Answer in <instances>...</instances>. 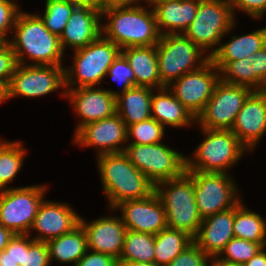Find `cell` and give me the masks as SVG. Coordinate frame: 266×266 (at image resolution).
<instances>
[{
    "mask_svg": "<svg viewBox=\"0 0 266 266\" xmlns=\"http://www.w3.org/2000/svg\"><path fill=\"white\" fill-rule=\"evenodd\" d=\"M219 73V69L211 60H208L199 69L183 74L174 80L170 90L172 89L174 96L197 118L220 81L222 74Z\"/></svg>",
    "mask_w": 266,
    "mask_h": 266,
    "instance_id": "cell-14",
    "label": "cell"
},
{
    "mask_svg": "<svg viewBox=\"0 0 266 266\" xmlns=\"http://www.w3.org/2000/svg\"><path fill=\"white\" fill-rule=\"evenodd\" d=\"M49 251L46 242L34 240L27 250H24L22 266H48Z\"/></svg>",
    "mask_w": 266,
    "mask_h": 266,
    "instance_id": "cell-40",
    "label": "cell"
},
{
    "mask_svg": "<svg viewBox=\"0 0 266 266\" xmlns=\"http://www.w3.org/2000/svg\"><path fill=\"white\" fill-rule=\"evenodd\" d=\"M46 187L7 188L0 195V224L14 234H28Z\"/></svg>",
    "mask_w": 266,
    "mask_h": 266,
    "instance_id": "cell-10",
    "label": "cell"
},
{
    "mask_svg": "<svg viewBox=\"0 0 266 266\" xmlns=\"http://www.w3.org/2000/svg\"><path fill=\"white\" fill-rule=\"evenodd\" d=\"M75 134V143L97 146L100 149L98 155L119 153L125 150L118 145L127 141V126L116 113L112 117L86 124Z\"/></svg>",
    "mask_w": 266,
    "mask_h": 266,
    "instance_id": "cell-16",
    "label": "cell"
},
{
    "mask_svg": "<svg viewBox=\"0 0 266 266\" xmlns=\"http://www.w3.org/2000/svg\"><path fill=\"white\" fill-rule=\"evenodd\" d=\"M235 207L217 212L202 220L193 241L209 256L220 257V252L234 237Z\"/></svg>",
    "mask_w": 266,
    "mask_h": 266,
    "instance_id": "cell-22",
    "label": "cell"
},
{
    "mask_svg": "<svg viewBox=\"0 0 266 266\" xmlns=\"http://www.w3.org/2000/svg\"><path fill=\"white\" fill-rule=\"evenodd\" d=\"M87 224L83 218H80L88 250L108 254L119 260L127 231L122 219L109 216Z\"/></svg>",
    "mask_w": 266,
    "mask_h": 266,
    "instance_id": "cell-20",
    "label": "cell"
},
{
    "mask_svg": "<svg viewBox=\"0 0 266 266\" xmlns=\"http://www.w3.org/2000/svg\"><path fill=\"white\" fill-rule=\"evenodd\" d=\"M241 202L235 206L234 213V237L245 239L250 242L259 243L265 248L266 245V223L261 216L249 211Z\"/></svg>",
    "mask_w": 266,
    "mask_h": 266,
    "instance_id": "cell-30",
    "label": "cell"
},
{
    "mask_svg": "<svg viewBox=\"0 0 266 266\" xmlns=\"http://www.w3.org/2000/svg\"><path fill=\"white\" fill-rule=\"evenodd\" d=\"M155 193L165 209L167 227L194 238L203 219L196 204L193 179L185 172L178 178L156 184Z\"/></svg>",
    "mask_w": 266,
    "mask_h": 266,
    "instance_id": "cell-4",
    "label": "cell"
},
{
    "mask_svg": "<svg viewBox=\"0 0 266 266\" xmlns=\"http://www.w3.org/2000/svg\"><path fill=\"white\" fill-rule=\"evenodd\" d=\"M5 100H7L6 99V88L0 83V103H2Z\"/></svg>",
    "mask_w": 266,
    "mask_h": 266,
    "instance_id": "cell-53",
    "label": "cell"
},
{
    "mask_svg": "<svg viewBox=\"0 0 266 266\" xmlns=\"http://www.w3.org/2000/svg\"><path fill=\"white\" fill-rule=\"evenodd\" d=\"M66 87L62 65L17 64L6 87V99L16 95L39 97Z\"/></svg>",
    "mask_w": 266,
    "mask_h": 266,
    "instance_id": "cell-13",
    "label": "cell"
},
{
    "mask_svg": "<svg viewBox=\"0 0 266 266\" xmlns=\"http://www.w3.org/2000/svg\"><path fill=\"white\" fill-rule=\"evenodd\" d=\"M252 90L219 81L204 110L197 116L202 128L231 130L236 116Z\"/></svg>",
    "mask_w": 266,
    "mask_h": 266,
    "instance_id": "cell-12",
    "label": "cell"
},
{
    "mask_svg": "<svg viewBox=\"0 0 266 266\" xmlns=\"http://www.w3.org/2000/svg\"><path fill=\"white\" fill-rule=\"evenodd\" d=\"M131 135L135 139L131 144L150 145L161 143V139L164 136V127L153 118H150L129 125L127 127V139Z\"/></svg>",
    "mask_w": 266,
    "mask_h": 266,
    "instance_id": "cell-36",
    "label": "cell"
},
{
    "mask_svg": "<svg viewBox=\"0 0 266 266\" xmlns=\"http://www.w3.org/2000/svg\"><path fill=\"white\" fill-rule=\"evenodd\" d=\"M18 5L10 0H0V42H7L5 38L8 29L14 27L19 14Z\"/></svg>",
    "mask_w": 266,
    "mask_h": 266,
    "instance_id": "cell-41",
    "label": "cell"
},
{
    "mask_svg": "<svg viewBox=\"0 0 266 266\" xmlns=\"http://www.w3.org/2000/svg\"><path fill=\"white\" fill-rule=\"evenodd\" d=\"M145 1L150 2V4L153 5L158 0H145Z\"/></svg>",
    "mask_w": 266,
    "mask_h": 266,
    "instance_id": "cell-55",
    "label": "cell"
},
{
    "mask_svg": "<svg viewBox=\"0 0 266 266\" xmlns=\"http://www.w3.org/2000/svg\"><path fill=\"white\" fill-rule=\"evenodd\" d=\"M75 7L92 6L99 7V0H65Z\"/></svg>",
    "mask_w": 266,
    "mask_h": 266,
    "instance_id": "cell-49",
    "label": "cell"
},
{
    "mask_svg": "<svg viewBox=\"0 0 266 266\" xmlns=\"http://www.w3.org/2000/svg\"><path fill=\"white\" fill-rule=\"evenodd\" d=\"M152 90L144 86H133L121 94L109 90L116 97L117 114L127 127L151 118Z\"/></svg>",
    "mask_w": 266,
    "mask_h": 266,
    "instance_id": "cell-25",
    "label": "cell"
},
{
    "mask_svg": "<svg viewBox=\"0 0 266 266\" xmlns=\"http://www.w3.org/2000/svg\"><path fill=\"white\" fill-rule=\"evenodd\" d=\"M156 50L161 82L166 87H170L171 83L183 74L199 69L210 60L208 54L202 59L204 51L179 32L161 35ZM198 59L201 60L197 64L199 66L193 69L192 66L196 65L195 61Z\"/></svg>",
    "mask_w": 266,
    "mask_h": 266,
    "instance_id": "cell-7",
    "label": "cell"
},
{
    "mask_svg": "<svg viewBox=\"0 0 266 266\" xmlns=\"http://www.w3.org/2000/svg\"><path fill=\"white\" fill-rule=\"evenodd\" d=\"M102 17L110 22L103 26L102 33L121 50L126 47L153 46L159 42L161 34L157 28L154 9L138 6H111L101 9Z\"/></svg>",
    "mask_w": 266,
    "mask_h": 266,
    "instance_id": "cell-1",
    "label": "cell"
},
{
    "mask_svg": "<svg viewBox=\"0 0 266 266\" xmlns=\"http://www.w3.org/2000/svg\"><path fill=\"white\" fill-rule=\"evenodd\" d=\"M6 190L1 184H0V195Z\"/></svg>",
    "mask_w": 266,
    "mask_h": 266,
    "instance_id": "cell-54",
    "label": "cell"
},
{
    "mask_svg": "<svg viewBox=\"0 0 266 266\" xmlns=\"http://www.w3.org/2000/svg\"><path fill=\"white\" fill-rule=\"evenodd\" d=\"M15 234L0 224V252L5 249Z\"/></svg>",
    "mask_w": 266,
    "mask_h": 266,
    "instance_id": "cell-48",
    "label": "cell"
},
{
    "mask_svg": "<svg viewBox=\"0 0 266 266\" xmlns=\"http://www.w3.org/2000/svg\"><path fill=\"white\" fill-rule=\"evenodd\" d=\"M101 34L96 40L84 48L75 50L74 66L65 69L66 87L78 84L80 87H92L101 83L108 68L121 53V49ZM75 76L77 81H73Z\"/></svg>",
    "mask_w": 266,
    "mask_h": 266,
    "instance_id": "cell-6",
    "label": "cell"
},
{
    "mask_svg": "<svg viewBox=\"0 0 266 266\" xmlns=\"http://www.w3.org/2000/svg\"><path fill=\"white\" fill-rule=\"evenodd\" d=\"M109 74L113 81L123 83L122 93L135 86V75L126 58L120 53L108 68L106 75Z\"/></svg>",
    "mask_w": 266,
    "mask_h": 266,
    "instance_id": "cell-37",
    "label": "cell"
},
{
    "mask_svg": "<svg viewBox=\"0 0 266 266\" xmlns=\"http://www.w3.org/2000/svg\"><path fill=\"white\" fill-rule=\"evenodd\" d=\"M193 179L195 200L202 219L237 206L233 179L227 173L186 171ZM236 196V198H235Z\"/></svg>",
    "mask_w": 266,
    "mask_h": 266,
    "instance_id": "cell-11",
    "label": "cell"
},
{
    "mask_svg": "<svg viewBox=\"0 0 266 266\" xmlns=\"http://www.w3.org/2000/svg\"><path fill=\"white\" fill-rule=\"evenodd\" d=\"M103 189L110 206L126 200L143 199L155 192V185L139 171L124 152L98 155Z\"/></svg>",
    "mask_w": 266,
    "mask_h": 266,
    "instance_id": "cell-2",
    "label": "cell"
},
{
    "mask_svg": "<svg viewBox=\"0 0 266 266\" xmlns=\"http://www.w3.org/2000/svg\"><path fill=\"white\" fill-rule=\"evenodd\" d=\"M124 153L154 185L186 172V157L161 143L129 144Z\"/></svg>",
    "mask_w": 266,
    "mask_h": 266,
    "instance_id": "cell-8",
    "label": "cell"
},
{
    "mask_svg": "<svg viewBox=\"0 0 266 266\" xmlns=\"http://www.w3.org/2000/svg\"><path fill=\"white\" fill-rule=\"evenodd\" d=\"M231 131L246 148H254L266 132V90L252 91L248 95Z\"/></svg>",
    "mask_w": 266,
    "mask_h": 266,
    "instance_id": "cell-17",
    "label": "cell"
},
{
    "mask_svg": "<svg viewBox=\"0 0 266 266\" xmlns=\"http://www.w3.org/2000/svg\"><path fill=\"white\" fill-rule=\"evenodd\" d=\"M0 266H13V260L5 250L0 252Z\"/></svg>",
    "mask_w": 266,
    "mask_h": 266,
    "instance_id": "cell-50",
    "label": "cell"
},
{
    "mask_svg": "<svg viewBox=\"0 0 266 266\" xmlns=\"http://www.w3.org/2000/svg\"><path fill=\"white\" fill-rule=\"evenodd\" d=\"M20 143L0 142V184L4 188L15 178L23 164L26 152Z\"/></svg>",
    "mask_w": 266,
    "mask_h": 266,
    "instance_id": "cell-32",
    "label": "cell"
},
{
    "mask_svg": "<svg viewBox=\"0 0 266 266\" xmlns=\"http://www.w3.org/2000/svg\"><path fill=\"white\" fill-rule=\"evenodd\" d=\"M233 13L229 0H200L194 20L182 34L205 51L220 44L234 26Z\"/></svg>",
    "mask_w": 266,
    "mask_h": 266,
    "instance_id": "cell-9",
    "label": "cell"
},
{
    "mask_svg": "<svg viewBox=\"0 0 266 266\" xmlns=\"http://www.w3.org/2000/svg\"><path fill=\"white\" fill-rule=\"evenodd\" d=\"M74 8L65 0H46L45 14L40 17L45 27L60 38Z\"/></svg>",
    "mask_w": 266,
    "mask_h": 266,
    "instance_id": "cell-33",
    "label": "cell"
},
{
    "mask_svg": "<svg viewBox=\"0 0 266 266\" xmlns=\"http://www.w3.org/2000/svg\"><path fill=\"white\" fill-rule=\"evenodd\" d=\"M232 11L239 9L254 18H260L266 11V0H229Z\"/></svg>",
    "mask_w": 266,
    "mask_h": 266,
    "instance_id": "cell-45",
    "label": "cell"
},
{
    "mask_svg": "<svg viewBox=\"0 0 266 266\" xmlns=\"http://www.w3.org/2000/svg\"><path fill=\"white\" fill-rule=\"evenodd\" d=\"M118 208L127 230L156 235L167 228L165 209L155 192L143 199L123 201L114 210Z\"/></svg>",
    "mask_w": 266,
    "mask_h": 266,
    "instance_id": "cell-15",
    "label": "cell"
},
{
    "mask_svg": "<svg viewBox=\"0 0 266 266\" xmlns=\"http://www.w3.org/2000/svg\"><path fill=\"white\" fill-rule=\"evenodd\" d=\"M212 50L210 60L220 70L226 63L248 58L266 46V27L242 36H233L231 41Z\"/></svg>",
    "mask_w": 266,
    "mask_h": 266,
    "instance_id": "cell-26",
    "label": "cell"
},
{
    "mask_svg": "<svg viewBox=\"0 0 266 266\" xmlns=\"http://www.w3.org/2000/svg\"><path fill=\"white\" fill-rule=\"evenodd\" d=\"M249 58L253 66V91L266 90V46Z\"/></svg>",
    "mask_w": 266,
    "mask_h": 266,
    "instance_id": "cell-42",
    "label": "cell"
},
{
    "mask_svg": "<svg viewBox=\"0 0 266 266\" xmlns=\"http://www.w3.org/2000/svg\"><path fill=\"white\" fill-rule=\"evenodd\" d=\"M202 130L207 137L196 149V161L186 158V171L226 173L242 157L246 147L231 130Z\"/></svg>",
    "mask_w": 266,
    "mask_h": 266,
    "instance_id": "cell-5",
    "label": "cell"
},
{
    "mask_svg": "<svg viewBox=\"0 0 266 266\" xmlns=\"http://www.w3.org/2000/svg\"><path fill=\"white\" fill-rule=\"evenodd\" d=\"M219 71L223 74L220 80L224 83L245 86L253 91V66L251 58L230 61Z\"/></svg>",
    "mask_w": 266,
    "mask_h": 266,
    "instance_id": "cell-34",
    "label": "cell"
},
{
    "mask_svg": "<svg viewBox=\"0 0 266 266\" xmlns=\"http://www.w3.org/2000/svg\"><path fill=\"white\" fill-rule=\"evenodd\" d=\"M28 234H15L8 245L5 247V251L10 254L13 260V266H22L24 258V250L29 248V245L34 241L33 238H29Z\"/></svg>",
    "mask_w": 266,
    "mask_h": 266,
    "instance_id": "cell-43",
    "label": "cell"
},
{
    "mask_svg": "<svg viewBox=\"0 0 266 266\" xmlns=\"http://www.w3.org/2000/svg\"><path fill=\"white\" fill-rule=\"evenodd\" d=\"M101 17L100 7H75L60 36L62 50L68 45L78 50L96 40L102 34Z\"/></svg>",
    "mask_w": 266,
    "mask_h": 266,
    "instance_id": "cell-21",
    "label": "cell"
},
{
    "mask_svg": "<svg viewBox=\"0 0 266 266\" xmlns=\"http://www.w3.org/2000/svg\"><path fill=\"white\" fill-rule=\"evenodd\" d=\"M17 66L15 53L9 41L0 42V83L6 88Z\"/></svg>",
    "mask_w": 266,
    "mask_h": 266,
    "instance_id": "cell-39",
    "label": "cell"
},
{
    "mask_svg": "<svg viewBox=\"0 0 266 266\" xmlns=\"http://www.w3.org/2000/svg\"><path fill=\"white\" fill-rule=\"evenodd\" d=\"M135 75V86L166 87L161 82L156 45L126 47L121 50Z\"/></svg>",
    "mask_w": 266,
    "mask_h": 266,
    "instance_id": "cell-24",
    "label": "cell"
},
{
    "mask_svg": "<svg viewBox=\"0 0 266 266\" xmlns=\"http://www.w3.org/2000/svg\"><path fill=\"white\" fill-rule=\"evenodd\" d=\"M244 266H266V252L264 247L259 250L254 257H252L248 262L243 264Z\"/></svg>",
    "mask_w": 266,
    "mask_h": 266,
    "instance_id": "cell-46",
    "label": "cell"
},
{
    "mask_svg": "<svg viewBox=\"0 0 266 266\" xmlns=\"http://www.w3.org/2000/svg\"><path fill=\"white\" fill-rule=\"evenodd\" d=\"M168 90L169 87H163L159 90L160 94L152 95L151 118L163 127L164 125L172 127L186 126L191 121H196L192 113Z\"/></svg>",
    "mask_w": 266,
    "mask_h": 266,
    "instance_id": "cell-27",
    "label": "cell"
},
{
    "mask_svg": "<svg viewBox=\"0 0 266 266\" xmlns=\"http://www.w3.org/2000/svg\"><path fill=\"white\" fill-rule=\"evenodd\" d=\"M46 244L50 262L54 258L62 263L76 264L88 250L86 234L81 225L67 234L49 240Z\"/></svg>",
    "mask_w": 266,
    "mask_h": 266,
    "instance_id": "cell-28",
    "label": "cell"
},
{
    "mask_svg": "<svg viewBox=\"0 0 266 266\" xmlns=\"http://www.w3.org/2000/svg\"><path fill=\"white\" fill-rule=\"evenodd\" d=\"M15 37L9 42L17 64H24V53L34 65H61L63 50L60 38L52 34L39 15L19 12Z\"/></svg>",
    "mask_w": 266,
    "mask_h": 266,
    "instance_id": "cell-3",
    "label": "cell"
},
{
    "mask_svg": "<svg viewBox=\"0 0 266 266\" xmlns=\"http://www.w3.org/2000/svg\"><path fill=\"white\" fill-rule=\"evenodd\" d=\"M138 1L140 0H99V7L103 9L111 6L133 5L132 3H137Z\"/></svg>",
    "mask_w": 266,
    "mask_h": 266,
    "instance_id": "cell-47",
    "label": "cell"
},
{
    "mask_svg": "<svg viewBox=\"0 0 266 266\" xmlns=\"http://www.w3.org/2000/svg\"><path fill=\"white\" fill-rule=\"evenodd\" d=\"M119 266H160L155 262H119Z\"/></svg>",
    "mask_w": 266,
    "mask_h": 266,
    "instance_id": "cell-51",
    "label": "cell"
},
{
    "mask_svg": "<svg viewBox=\"0 0 266 266\" xmlns=\"http://www.w3.org/2000/svg\"><path fill=\"white\" fill-rule=\"evenodd\" d=\"M155 235L127 230L118 262H154Z\"/></svg>",
    "mask_w": 266,
    "mask_h": 266,
    "instance_id": "cell-31",
    "label": "cell"
},
{
    "mask_svg": "<svg viewBox=\"0 0 266 266\" xmlns=\"http://www.w3.org/2000/svg\"><path fill=\"white\" fill-rule=\"evenodd\" d=\"M89 250L74 264V266H119L118 259L101 252H91Z\"/></svg>",
    "mask_w": 266,
    "mask_h": 266,
    "instance_id": "cell-44",
    "label": "cell"
},
{
    "mask_svg": "<svg viewBox=\"0 0 266 266\" xmlns=\"http://www.w3.org/2000/svg\"><path fill=\"white\" fill-rule=\"evenodd\" d=\"M193 238L186 232L165 228L155 235L154 262L160 266H167L177 257Z\"/></svg>",
    "mask_w": 266,
    "mask_h": 266,
    "instance_id": "cell-29",
    "label": "cell"
},
{
    "mask_svg": "<svg viewBox=\"0 0 266 266\" xmlns=\"http://www.w3.org/2000/svg\"><path fill=\"white\" fill-rule=\"evenodd\" d=\"M263 247L259 243L247 241L245 239H239L233 237L220 252L225 253L226 256L218 257V259L234 264H245Z\"/></svg>",
    "mask_w": 266,
    "mask_h": 266,
    "instance_id": "cell-35",
    "label": "cell"
},
{
    "mask_svg": "<svg viewBox=\"0 0 266 266\" xmlns=\"http://www.w3.org/2000/svg\"><path fill=\"white\" fill-rule=\"evenodd\" d=\"M212 258L215 259V260L212 261L211 266H244L242 264H234V263L224 262V261L218 259V257H212Z\"/></svg>",
    "mask_w": 266,
    "mask_h": 266,
    "instance_id": "cell-52",
    "label": "cell"
},
{
    "mask_svg": "<svg viewBox=\"0 0 266 266\" xmlns=\"http://www.w3.org/2000/svg\"><path fill=\"white\" fill-rule=\"evenodd\" d=\"M80 218L67 204L43 200L30 228L40 236L33 239L48 242L67 234L80 225Z\"/></svg>",
    "mask_w": 266,
    "mask_h": 266,
    "instance_id": "cell-19",
    "label": "cell"
},
{
    "mask_svg": "<svg viewBox=\"0 0 266 266\" xmlns=\"http://www.w3.org/2000/svg\"><path fill=\"white\" fill-rule=\"evenodd\" d=\"M65 96H69L70 103L82 121L77 126L76 133L86 124L109 118L117 113L116 97L109 90L94 89L92 87H69Z\"/></svg>",
    "mask_w": 266,
    "mask_h": 266,
    "instance_id": "cell-18",
    "label": "cell"
},
{
    "mask_svg": "<svg viewBox=\"0 0 266 266\" xmlns=\"http://www.w3.org/2000/svg\"><path fill=\"white\" fill-rule=\"evenodd\" d=\"M210 257L193 241L167 266H208Z\"/></svg>",
    "mask_w": 266,
    "mask_h": 266,
    "instance_id": "cell-38",
    "label": "cell"
},
{
    "mask_svg": "<svg viewBox=\"0 0 266 266\" xmlns=\"http://www.w3.org/2000/svg\"><path fill=\"white\" fill-rule=\"evenodd\" d=\"M200 0H158L153 4L157 28L161 35L185 32L194 20ZM162 27L169 31H161Z\"/></svg>",
    "mask_w": 266,
    "mask_h": 266,
    "instance_id": "cell-23",
    "label": "cell"
}]
</instances>
